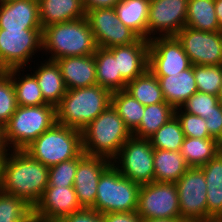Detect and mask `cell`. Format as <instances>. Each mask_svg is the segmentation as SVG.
Masks as SVG:
<instances>
[{
  "instance_id": "cell-31",
  "label": "cell",
  "mask_w": 222,
  "mask_h": 222,
  "mask_svg": "<svg viewBox=\"0 0 222 222\" xmlns=\"http://www.w3.org/2000/svg\"><path fill=\"white\" fill-rule=\"evenodd\" d=\"M175 116V108L166 103L145 106L140 125L132 132L138 138L149 139L161 126Z\"/></svg>"
},
{
  "instance_id": "cell-14",
  "label": "cell",
  "mask_w": 222,
  "mask_h": 222,
  "mask_svg": "<svg viewBox=\"0 0 222 222\" xmlns=\"http://www.w3.org/2000/svg\"><path fill=\"white\" fill-rule=\"evenodd\" d=\"M189 0H150L147 40L175 36L186 23ZM152 35V36H151Z\"/></svg>"
},
{
  "instance_id": "cell-5",
  "label": "cell",
  "mask_w": 222,
  "mask_h": 222,
  "mask_svg": "<svg viewBox=\"0 0 222 222\" xmlns=\"http://www.w3.org/2000/svg\"><path fill=\"white\" fill-rule=\"evenodd\" d=\"M56 122L54 105L18 106L4 125V137L9 150H24Z\"/></svg>"
},
{
  "instance_id": "cell-4",
  "label": "cell",
  "mask_w": 222,
  "mask_h": 222,
  "mask_svg": "<svg viewBox=\"0 0 222 222\" xmlns=\"http://www.w3.org/2000/svg\"><path fill=\"white\" fill-rule=\"evenodd\" d=\"M111 94L97 84L67 90L56 106L57 122L83 130L111 104Z\"/></svg>"
},
{
  "instance_id": "cell-46",
  "label": "cell",
  "mask_w": 222,
  "mask_h": 222,
  "mask_svg": "<svg viewBox=\"0 0 222 222\" xmlns=\"http://www.w3.org/2000/svg\"><path fill=\"white\" fill-rule=\"evenodd\" d=\"M215 4V12L220 25V29L222 30V0H214Z\"/></svg>"
},
{
  "instance_id": "cell-35",
  "label": "cell",
  "mask_w": 222,
  "mask_h": 222,
  "mask_svg": "<svg viewBox=\"0 0 222 222\" xmlns=\"http://www.w3.org/2000/svg\"><path fill=\"white\" fill-rule=\"evenodd\" d=\"M33 207L25 200L0 191V222H31Z\"/></svg>"
},
{
  "instance_id": "cell-45",
  "label": "cell",
  "mask_w": 222,
  "mask_h": 222,
  "mask_svg": "<svg viewBox=\"0 0 222 222\" xmlns=\"http://www.w3.org/2000/svg\"><path fill=\"white\" fill-rule=\"evenodd\" d=\"M4 137V126L0 124V156H6L9 151Z\"/></svg>"
},
{
  "instance_id": "cell-9",
  "label": "cell",
  "mask_w": 222,
  "mask_h": 222,
  "mask_svg": "<svg viewBox=\"0 0 222 222\" xmlns=\"http://www.w3.org/2000/svg\"><path fill=\"white\" fill-rule=\"evenodd\" d=\"M37 49L42 50V30L0 29V70L25 69Z\"/></svg>"
},
{
  "instance_id": "cell-11",
  "label": "cell",
  "mask_w": 222,
  "mask_h": 222,
  "mask_svg": "<svg viewBox=\"0 0 222 222\" xmlns=\"http://www.w3.org/2000/svg\"><path fill=\"white\" fill-rule=\"evenodd\" d=\"M137 213L143 219L181 218L176 184L154 181L141 185Z\"/></svg>"
},
{
  "instance_id": "cell-1",
  "label": "cell",
  "mask_w": 222,
  "mask_h": 222,
  "mask_svg": "<svg viewBox=\"0 0 222 222\" xmlns=\"http://www.w3.org/2000/svg\"><path fill=\"white\" fill-rule=\"evenodd\" d=\"M48 177L49 167L24 150H10L2 164L0 191L21 198L34 208L48 186Z\"/></svg>"
},
{
  "instance_id": "cell-37",
  "label": "cell",
  "mask_w": 222,
  "mask_h": 222,
  "mask_svg": "<svg viewBox=\"0 0 222 222\" xmlns=\"http://www.w3.org/2000/svg\"><path fill=\"white\" fill-rule=\"evenodd\" d=\"M17 107L16 92L10 74L0 70V124L4 126Z\"/></svg>"
},
{
  "instance_id": "cell-25",
  "label": "cell",
  "mask_w": 222,
  "mask_h": 222,
  "mask_svg": "<svg viewBox=\"0 0 222 222\" xmlns=\"http://www.w3.org/2000/svg\"><path fill=\"white\" fill-rule=\"evenodd\" d=\"M149 4L150 0H119L114 7L120 22L146 40Z\"/></svg>"
},
{
  "instance_id": "cell-52",
  "label": "cell",
  "mask_w": 222,
  "mask_h": 222,
  "mask_svg": "<svg viewBox=\"0 0 222 222\" xmlns=\"http://www.w3.org/2000/svg\"><path fill=\"white\" fill-rule=\"evenodd\" d=\"M218 98H219V101H220V103L222 105V96H218Z\"/></svg>"
},
{
  "instance_id": "cell-8",
  "label": "cell",
  "mask_w": 222,
  "mask_h": 222,
  "mask_svg": "<svg viewBox=\"0 0 222 222\" xmlns=\"http://www.w3.org/2000/svg\"><path fill=\"white\" fill-rule=\"evenodd\" d=\"M153 154L154 148L150 139L132 135L112 160V164L124 177L133 182L139 185L149 184L154 182Z\"/></svg>"
},
{
  "instance_id": "cell-32",
  "label": "cell",
  "mask_w": 222,
  "mask_h": 222,
  "mask_svg": "<svg viewBox=\"0 0 222 222\" xmlns=\"http://www.w3.org/2000/svg\"><path fill=\"white\" fill-rule=\"evenodd\" d=\"M7 71L10 74V78L12 79L15 88L18 106H39L48 104L44 100L40 86L32 74H24L21 76L20 71L23 72V68L22 70L21 68H13ZM18 76L21 77L18 78Z\"/></svg>"
},
{
  "instance_id": "cell-50",
  "label": "cell",
  "mask_w": 222,
  "mask_h": 222,
  "mask_svg": "<svg viewBox=\"0 0 222 222\" xmlns=\"http://www.w3.org/2000/svg\"><path fill=\"white\" fill-rule=\"evenodd\" d=\"M203 222H222V218H210Z\"/></svg>"
},
{
  "instance_id": "cell-22",
  "label": "cell",
  "mask_w": 222,
  "mask_h": 222,
  "mask_svg": "<svg viewBox=\"0 0 222 222\" xmlns=\"http://www.w3.org/2000/svg\"><path fill=\"white\" fill-rule=\"evenodd\" d=\"M42 28L86 17L82 0H38Z\"/></svg>"
},
{
  "instance_id": "cell-24",
  "label": "cell",
  "mask_w": 222,
  "mask_h": 222,
  "mask_svg": "<svg viewBox=\"0 0 222 222\" xmlns=\"http://www.w3.org/2000/svg\"><path fill=\"white\" fill-rule=\"evenodd\" d=\"M199 168L207 184L208 219L222 218V150Z\"/></svg>"
},
{
  "instance_id": "cell-13",
  "label": "cell",
  "mask_w": 222,
  "mask_h": 222,
  "mask_svg": "<svg viewBox=\"0 0 222 222\" xmlns=\"http://www.w3.org/2000/svg\"><path fill=\"white\" fill-rule=\"evenodd\" d=\"M97 47L112 48L136 42L139 37L122 22L114 8H96L86 12Z\"/></svg>"
},
{
  "instance_id": "cell-27",
  "label": "cell",
  "mask_w": 222,
  "mask_h": 222,
  "mask_svg": "<svg viewBox=\"0 0 222 222\" xmlns=\"http://www.w3.org/2000/svg\"><path fill=\"white\" fill-rule=\"evenodd\" d=\"M153 161L155 182L176 183L190 168L180 151L154 148Z\"/></svg>"
},
{
  "instance_id": "cell-47",
  "label": "cell",
  "mask_w": 222,
  "mask_h": 222,
  "mask_svg": "<svg viewBox=\"0 0 222 222\" xmlns=\"http://www.w3.org/2000/svg\"><path fill=\"white\" fill-rule=\"evenodd\" d=\"M142 222H187L182 218L143 219Z\"/></svg>"
},
{
  "instance_id": "cell-40",
  "label": "cell",
  "mask_w": 222,
  "mask_h": 222,
  "mask_svg": "<svg viewBox=\"0 0 222 222\" xmlns=\"http://www.w3.org/2000/svg\"><path fill=\"white\" fill-rule=\"evenodd\" d=\"M175 116L181 124L185 137L212 138L207 131L204 118L189 114L182 110L181 107L175 109Z\"/></svg>"
},
{
  "instance_id": "cell-23",
  "label": "cell",
  "mask_w": 222,
  "mask_h": 222,
  "mask_svg": "<svg viewBox=\"0 0 222 222\" xmlns=\"http://www.w3.org/2000/svg\"><path fill=\"white\" fill-rule=\"evenodd\" d=\"M42 62L44 63H41L32 75L40 86L44 100L57 106L67 92L61 70L56 61L46 59Z\"/></svg>"
},
{
  "instance_id": "cell-3",
  "label": "cell",
  "mask_w": 222,
  "mask_h": 222,
  "mask_svg": "<svg viewBox=\"0 0 222 222\" xmlns=\"http://www.w3.org/2000/svg\"><path fill=\"white\" fill-rule=\"evenodd\" d=\"M131 136L132 132L110 104L81 130L82 150L87 155L112 161Z\"/></svg>"
},
{
  "instance_id": "cell-39",
  "label": "cell",
  "mask_w": 222,
  "mask_h": 222,
  "mask_svg": "<svg viewBox=\"0 0 222 222\" xmlns=\"http://www.w3.org/2000/svg\"><path fill=\"white\" fill-rule=\"evenodd\" d=\"M78 163L79 155L49 167L48 186L73 187Z\"/></svg>"
},
{
  "instance_id": "cell-34",
  "label": "cell",
  "mask_w": 222,
  "mask_h": 222,
  "mask_svg": "<svg viewBox=\"0 0 222 222\" xmlns=\"http://www.w3.org/2000/svg\"><path fill=\"white\" fill-rule=\"evenodd\" d=\"M155 149L180 151L185 139L181 124L176 116L161 126L150 138Z\"/></svg>"
},
{
  "instance_id": "cell-38",
  "label": "cell",
  "mask_w": 222,
  "mask_h": 222,
  "mask_svg": "<svg viewBox=\"0 0 222 222\" xmlns=\"http://www.w3.org/2000/svg\"><path fill=\"white\" fill-rule=\"evenodd\" d=\"M219 104L218 96L197 91L181 108L189 114L197 115L205 119V116L215 112V107Z\"/></svg>"
},
{
  "instance_id": "cell-7",
  "label": "cell",
  "mask_w": 222,
  "mask_h": 222,
  "mask_svg": "<svg viewBox=\"0 0 222 222\" xmlns=\"http://www.w3.org/2000/svg\"><path fill=\"white\" fill-rule=\"evenodd\" d=\"M140 187L111 164L99 178L95 203L91 209L101 214L137 211Z\"/></svg>"
},
{
  "instance_id": "cell-44",
  "label": "cell",
  "mask_w": 222,
  "mask_h": 222,
  "mask_svg": "<svg viewBox=\"0 0 222 222\" xmlns=\"http://www.w3.org/2000/svg\"><path fill=\"white\" fill-rule=\"evenodd\" d=\"M118 2L119 0H82L86 12L96 8H114Z\"/></svg>"
},
{
  "instance_id": "cell-6",
  "label": "cell",
  "mask_w": 222,
  "mask_h": 222,
  "mask_svg": "<svg viewBox=\"0 0 222 222\" xmlns=\"http://www.w3.org/2000/svg\"><path fill=\"white\" fill-rule=\"evenodd\" d=\"M24 151L47 167L55 166L83 151L81 131L56 122Z\"/></svg>"
},
{
  "instance_id": "cell-16",
  "label": "cell",
  "mask_w": 222,
  "mask_h": 222,
  "mask_svg": "<svg viewBox=\"0 0 222 222\" xmlns=\"http://www.w3.org/2000/svg\"><path fill=\"white\" fill-rule=\"evenodd\" d=\"M111 164L112 161L104 157L87 155L83 151L79 154L73 187L82 208L94 206L99 178Z\"/></svg>"
},
{
  "instance_id": "cell-49",
  "label": "cell",
  "mask_w": 222,
  "mask_h": 222,
  "mask_svg": "<svg viewBox=\"0 0 222 222\" xmlns=\"http://www.w3.org/2000/svg\"><path fill=\"white\" fill-rule=\"evenodd\" d=\"M5 156H0V188H1V176H2V164Z\"/></svg>"
},
{
  "instance_id": "cell-19",
  "label": "cell",
  "mask_w": 222,
  "mask_h": 222,
  "mask_svg": "<svg viewBox=\"0 0 222 222\" xmlns=\"http://www.w3.org/2000/svg\"><path fill=\"white\" fill-rule=\"evenodd\" d=\"M117 57L118 72L129 82L148 69L149 40L139 38L136 42L108 48Z\"/></svg>"
},
{
  "instance_id": "cell-21",
  "label": "cell",
  "mask_w": 222,
  "mask_h": 222,
  "mask_svg": "<svg viewBox=\"0 0 222 222\" xmlns=\"http://www.w3.org/2000/svg\"><path fill=\"white\" fill-rule=\"evenodd\" d=\"M156 77L159 80L166 103L172 105L175 109L181 107L198 91L193 65L179 73Z\"/></svg>"
},
{
  "instance_id": "cell-33",
  "label": "cell",
  "mask_w": 222,
  "mask_h": 222,
  "mask_svg": "<svg viewBox=\"0 0 222 222\" xmlns=\"http://www.w3.org/2000/svg\"><path fill=\"white\" fill-rule=\"evenodd\" d=\"M111 105L131 132L140 125L145 106L125 90L116 91L111 94Z\"/></svg>"
},
{
  "instance_id": "cell-17",
  "label": "cell",
  "mask_w": 222,
  "mask_h": 222,
  "mask_svg": "<svg viewBox=\"0 0 222 222\" xmlns=\"http://www.w3.org/2000/svg\"><path fill=\"white\" fill-rule=\"evenodd\" d=\"M82 209L74 187L47 186L33 208V216L47 221H60L64 216Z\"/></svg>"
},
{
  "instance_id": "cell-29",
  "label": "cell",
  "mask_w": 222,
  "mask_h": 222,
  "mask_svg": "<svg viewBox=\"0 0 222 222\" xmlns=\"http://www.w3.org/2000/svg\"><path fill=\"white\" fill-rule=\"evenodd\" d=\"M185 26L208 32L222 31L214 0H189Z\"/></svg>"
},
{
  "instance_id": "cell-28",
  "label": "cell",
  "mask_w": 222,
  "mask_h": 222,
  "mask_svg": "<svg viewBox=\"0 0 222 222\" xmlns=\"http://www.w3.org/2000/svg\"><path fill=\"white\" fill-rule=\"evenodd\" d=\"M222 150V144L214 138L185 137L181 155L189 167H201Z\"/></svg>"
},
{
  "instance_id": "cell-18",
  "label": "cell",
  "mask_w": 222,
  "mask_h": 222,
  "mask_svg": "<svg viewBox=\"0 0 222 222\" xmlns=\"http://www.w3.org/2000/svg\"><path fill=\"white\" fill-rule=\"evenodd\" d=\"M0 29L42 30L38 0H0Z\"/></svg>"
},
{
  "instance_id": "cell-12",
  "label": "cell",
  "mask_w": 222,
  "mask_h": 222,
  "mask_svg": "<svg viewBox=\"0 0 222 222\" xmlns=\"http://www.w3.org/2000/svg\"><path fill=\"white\" fill-rule=\"evenodd\" d=\"M175 37L192 65H222V31L208 32L184 26Z\"/></svg>"
},
{
  "instance_id": "cell-48",
  "label": "cell",
  "mask_w": 222,
  "mask_h": 222,
  "mask_svg": "<svg viewBox=\"0 0 222 222\" xmlns=\"http://www.w3.org/2000/svg\"><path fill=\"white\" fill-rule=\"evenodd\" d=\"M31 222H60V221H47V220H42L33 216Z\"/></svg>"
},
{
  "instance_id": "cell-41",
  "label": "cell",
  "mask_w": 222,
  "mask_h": 222,
  "mask_svg": "<svg viewBox=\"0 0 222 222\" xmlns=\"http://www.w3.org/2000/svg\"><path fill=\"white\" fill-rule=\"evenodd\" d=\"M206 127L209 135L222 144V105L215 107V112L205 116Z\"/></svg>"
},
{
  "instance_id": "cell-30",
  "label": "cell",
  "mask_w": 222,
  "mask_h": 222,
  "mask_svg": "<svg viewBox=\"0 0 222 222\" xmlns=\"http://www.w3.org/2000/svg\"><path fill=\"white\" fill-rule=\"evenodd\" d=\"M125 91L144 106L166 102L158 78L149 69L127 82Z\"/></svg>"
},
{
  "instance_id": "cell-42",
  "label": "cell",
  "mask_w": 222,
  "mask_h": 222,
  "mask_svg": "<svg viewBox=\"0 0 222 222\" xmlns=\"http://www.w3.org/2000/svg\"><path fill=\"white\" fill-rule=\"evenodd\" d=\"M60 222H104L103 215L94 209L83 208L70 215L64 216Z\"/></svg>"
},
{
  "instance_id": "cell-15",
  "label": "cell",
  "mask_w": 222,
  "mask_h": 222,
  "mask_svg": "<svg viewBox=\"0 0 222 222\" xmlns=\"http://www.w3.org/2000/svg\"><path fill=\"white\" fill-rule=\"evenodd\" d=\"M191 66L189 57L175 36H155L149 40L148 69L155 76H169Z\"/></svg>"
},
{
  "instance_id": "cell-2",
  "label": "cell",
  "mask_w": 222,
  "mask_h": 222,
  "mask_svg": "<svg viewBox=\"0 0 222 222\" xmlns=\"http://www.w3.org/2000/svg\"><path fill=\"white\" fill-rule=\"evenodd\" d=\"M96 49L93 32L86 17L55 23L42 29V50L51 53L48 60L92 55Z\"/></svg>"
},
{
  "instance_id": "cell-10",
  "label": "cell",
  "mask_w": 222,
  "mask_h": 222,
  "mask_svg": "<svg viewBox=\"0 0 222 222\" xmlns=\"http://www.w3.org/2000/svg\"><path fill=\"white\" fill-rule=\"evenodd\" d=\"M181 218L187 222H203L208 219L207 184L199 167H190L175 183Z\"/></svg>"
},
{
  "instance_id": "cell-51",
  "label": "cell",
  "mask_w": 222,
  "mask_h": 222,
  "mask_svg": "<svg viewBox=\"0 0 222 222\" xmlns=\"http://www.w3.org/2000/svg\"><path fill=\"white\" fill-rule=\"evenodd\" d=\"M217 96H222V83L220 85V89H219V92H218V95Z\"/></svg>"
},
{
  "instance_id": "cell-43",
  "label": "cell",
  "mask_w": 222,
  "mask_h": 222,
  "mask_svg": "<svg viewBox=\"0 0 222 222\" xmlns=\"http://www.w3.org/2000/svg\"><path fill=\"white\" fill-rule=\"evenodd\" d=\"M104 222H142L143 218L137 213V211L132 212H112L104 213Z\"/></svg>"
},
{
  "instance_id": "cell-36",
  "label": "cell",
  "mask_w": 222,
  "mask_h": 222,
  "mask_svg": "<svg viewBox=\"0 0 222 222\" xmlns=\"http://www.w3.org/2000/svg\"><path fill=\"white\" fill-rule=\"evenodd\" d=\"M198 92L218 95L222 83V65H193Z\"/></svg>"
},
{
  "instance_id": "cell-20",
  "label": "cell",
  "mask_w": 222,
  "mask_h": 222,
  "mask_svg": "<svg viewBox=\"0 0 222 222\" xmlns=\"http://www.w3.org/2000/svg\"><path fill=\"white\" fill-rule=\"evenodd\" d=\"M55 61L59 65L67 90L97 84L94 54L69 56Z\"/></svg>"
},
{
  "instance_id": "cell-26",
  "label": "cell",
  "mask_w": 222,
  "mask_h": 222,
  "mask_svg": "<svg viewBox=\"0 0 222 222\" xmlns=\"http://www.w3.org/2000/svg\"><path fill=\"white\" fill-rule=\"evenodd\" d=\"M97 85L111 93L125 90L127 82L118 72L117 57L108 48L97 47L94 53Z\"/></svg>"
}]
</instances>
